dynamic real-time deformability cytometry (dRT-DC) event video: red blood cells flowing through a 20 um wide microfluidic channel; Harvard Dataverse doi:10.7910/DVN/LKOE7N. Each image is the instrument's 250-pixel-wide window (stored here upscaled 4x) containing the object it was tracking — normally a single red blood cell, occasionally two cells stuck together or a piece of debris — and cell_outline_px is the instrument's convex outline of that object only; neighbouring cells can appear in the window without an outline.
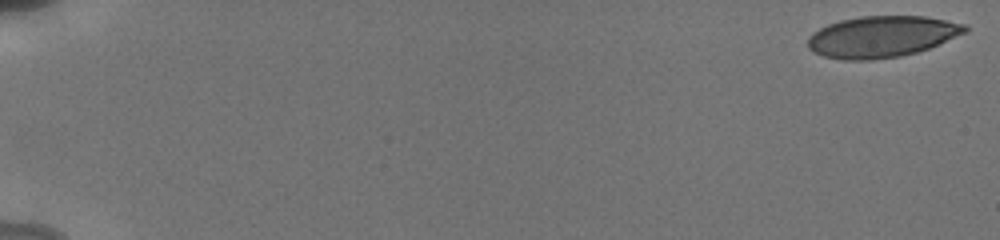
{"species": "human", "species_latin": "Homo sapiens", "temperature_condition": "cold", "stored_images_in_passage": 23, "camera_frame_rate_fps": 3000, "um_per_image_px": 0.085, "donor": {"sex": "male"}, "frame": {"image": 1, "passage_image": 1, "time_ms": 0.0, "image_size_px": [1000, 240], "cell_outline_px": [[968, 32], [928, 48], [916, 52], [900, 56], [872, 60], [844, 60], [824, 56], [812, 52], [808, 48], [808, 36], [812, 32], [828, 24], [840, 20], [860, 16], [924, 16], [968, 24]], "centroid_in_image_um": [74.95, 3.11], "position_along_channel_um": 10.1, "area_um2": 38.03}}